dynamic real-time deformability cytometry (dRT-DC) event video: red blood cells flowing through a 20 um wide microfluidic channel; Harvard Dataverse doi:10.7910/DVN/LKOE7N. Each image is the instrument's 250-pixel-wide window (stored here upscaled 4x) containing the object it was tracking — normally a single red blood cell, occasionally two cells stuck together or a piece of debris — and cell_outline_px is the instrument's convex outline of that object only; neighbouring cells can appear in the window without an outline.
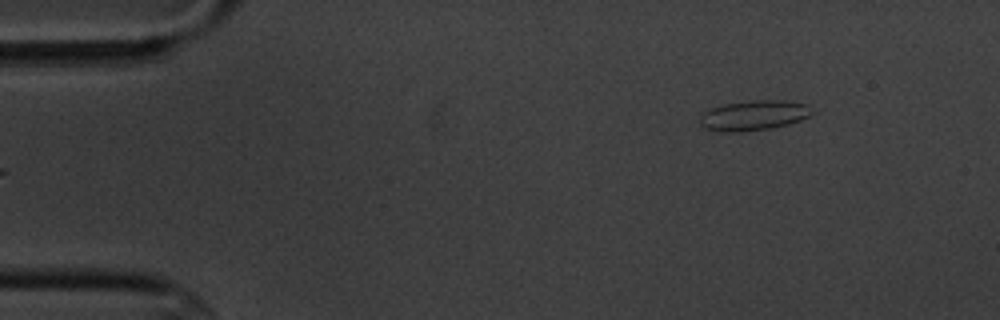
{"species": "common noctule bat (a hibernating species)", "species_latin": "Nyctalus noctula", "temperature_condition": "cold", "stored_images_in_passage": 6, "camera_frame_rate_fps": 3000, "um_per_image_px": 0.085, "animal": {"sex": "male", "body_mass_g": 20.1, "forearm_length_mm": 53.5}, "frame": {"image": 1, "passage_image": 6, "time_ms": 5.667, "image_size_px": [1000, 320], "cell_outline_px": [[816, 112], [800, 120], [788, 124], [768, 128], [740, 132], [724, 132], [708, 128], [700, 124], [700, 116], [704, 112], [712, 108], [724, 104], [752, 100], [784, 100], [808, 104]], "centroid_in_image_um": [64.12, 9.79], "position_along_channel_um": 20.9, "area_um2": 19.54}}